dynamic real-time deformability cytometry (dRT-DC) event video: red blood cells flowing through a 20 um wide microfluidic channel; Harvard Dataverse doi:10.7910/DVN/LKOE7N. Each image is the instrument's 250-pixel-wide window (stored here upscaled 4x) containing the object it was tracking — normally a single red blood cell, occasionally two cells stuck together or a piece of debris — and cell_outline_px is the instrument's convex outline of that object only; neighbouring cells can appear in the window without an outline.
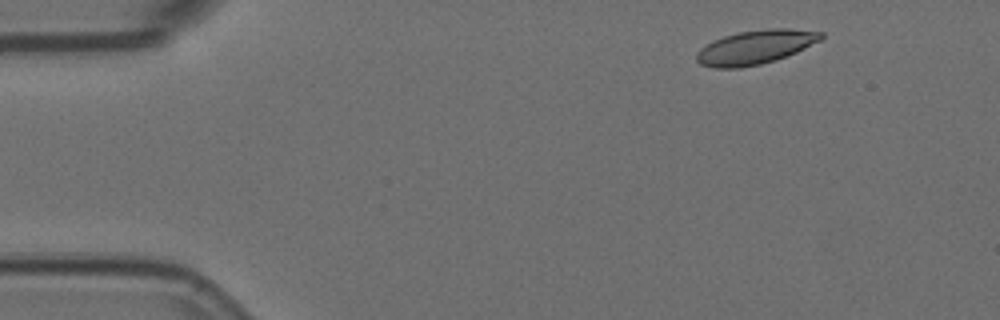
{"species": "Egyptian fruit bat (a non-hibernating species)", "species_latin": "Rousettus aegyptiacus", "temperature_condition": "room temperature", "stored_images_in_passage": 7, "camera_frame_rate_fps": 3000, "um_per_image_px": 0.085, "animal": {"sex": "female"}, "frame": {"image": 1, "passage_image": 1, "time_ms": 0.0, "image_size_px": [1000, 320], "cell_outline_px": [[824, 36], [820, 40], [796, 52], [776, 60], [760, 64], [740, 68], [712, 68], [700, 64], [696, 60], [696, 52], [700, 48], [724, 36], [740, 32], [768, 28], [788, 28], [824, 32]], "centroid_in_image_um": [64.2, 4.01], "position_along_channel_um": 20.8, "area_um2": 24.57}}
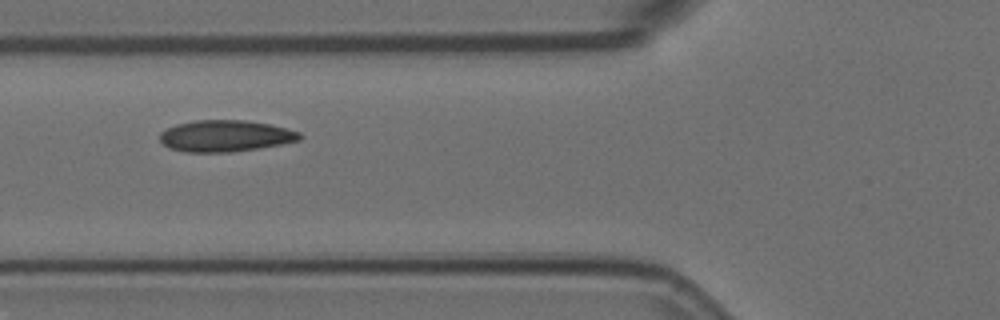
{"frame": {"image": 2, "passage_image": 5, "time_ms": 1.333, "image_size_px": [1000, 320], "cell_outline_px": [[304, 136], [300, 140], [284, 144], [260, 148], [232, 152], [184, 152], [168, 148], [160, 140], [160, 132], [176, 124], [196, 120], [244, 120], [268, 124], [300, 132]], "centroid_in_image_um": [19.17, 11.56], "position_along_channel_um": 106.6, "area_um2": 25.78}}
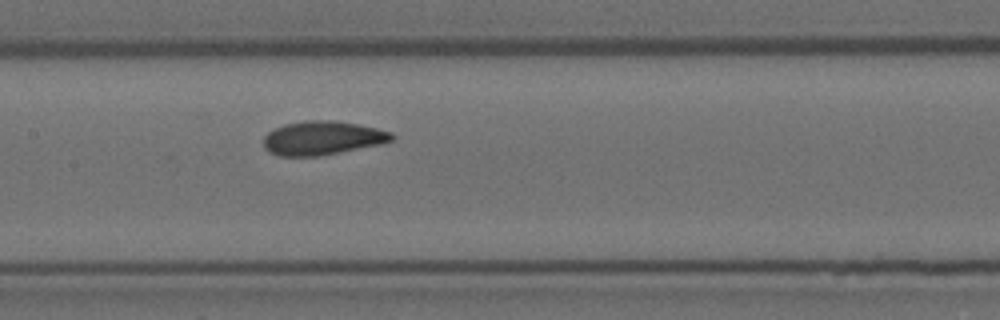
{"frame": {"image": 3, "passage_image": 7, "time_ms": 2.0, "image_size_px": [1000, 320], "cell_outline_px": [[396, 136], [392, 140], [384, 144], [316, 156], [280, 156], [264, 148], [264, 136], [268, 132], [284, 124], [304, 120], [332, 120], [356, 124], [376, 128], [392, 132]], "centroid_in_image_um": [27.43, 11.72], "position_along_channel_um": 180.0, "area_um2": 25.2}}